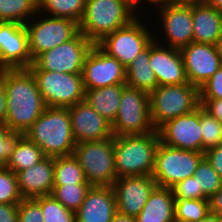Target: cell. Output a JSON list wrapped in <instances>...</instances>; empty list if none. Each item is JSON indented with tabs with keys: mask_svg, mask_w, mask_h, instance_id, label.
Here are the masks:
<instances>
[{
	"mask_svg": "<svg viewBox=\"0 0 222 222\" xmlns=\"http://www.w3.org/2000/svg\"><path fill=\"white\" fill-rule=\"evenodd\" d=\"M203 152L183 150L160 143L156 152L152 177L159 187L172 188L194 176Z\"/></svg>",
	"mask_w": 222,
	"mask_h": 222,
	"instance_id": "8",
	"label": "cell"
},
{
	"mask_svg": "<svg viewBox=\"0 0 222 222\" xmlns=\"http://www.w3.org/2000/svg\"><path fill=\"white\" fill-rule=\"evenodd\" d=\"M93 46L79 31L71 40L41 53L27 69L82 74L85 59Z\"/></svg>",
	"mask_w": 222,
	"mask_h": 222,
	"instance_id": "9",
	"label": "cell"
},
{
	"mask_svg": "<svg viewBox=\"0 0 222 222\" xmlns=\"http://www.w3.org/2000/svg\"><path fill=\"white\" fill-rule=\"evenodd\" d=\"M129 0H86L79 31L94 45L135 19Z\"/></svg>",
	"mask_w": 222,
	"mask_h": 222,
	"instance_id": "3",
	"label": "cell"
},
{
	"mask_svg": "<svg viewBox=\"0 0 222 222\" xmlns=\"http://www.w3.org/2000/svg\"><path fill=\"white\" fill-rule=\"evenodd\" d=\"M204 157L209 161L213 169L222 178V143H220L217 147L205 151Z\"/></svg>",
	"mask_w": 222,
	"mask_h": 222,
	"instance_id": "41",
	"label": "cell"
},
{
	"mask_svg": "<svg viewBox=\"0 0 222 222\" xmlns=\"http://www.w3.org/2000/svg\"><path fill=\"white\" fill-rule=\"evenodd\" d=\"M197 177L198 199H209L222 187V178L204 157L194 173Z\"/></svg>",
	"mask_w": 222,
	"mask_h": 222,
	"instance_id": "32",
	"label": "cell"
},
{
	"mask_svg": "<svg viewBox=\"0 0 222 222\" xmlns=\"http://www.w3.org/2000/svg\"><path fill=\"white\" fill-rule=\"evenodd\" d=\"M7 115L6 88L4 85V69L0 74V124H5Z\"/></svg>",
	"mask_w": 222,
	"mask_h": 222,
	"instance_id": "44",
	"label": "cell"
},
{
	"mask_svg": "<svg viewBox=\"0 0 222 222\" xmlns=\"http://www.w3.org/2000/svg\"><path fill=\"white\" fill-rule=\"evenodd\" d=\"M160 144L157 130L143 135L114 136V161L117 178L152 175Z\"/></svg>",
	"mask_w": 222,
	"mask_h": 222,
	"instance_id": "4",
	"label": "cell"
},
{
	"mask_svg": "<svg viewBox=\"0 0 222 222\" xmlns=\"http://www.w3.org/2000/svg\"><path fill=\"white\" fill-rule=\"evenodd\" d=\"M198 222H222V216L210 212Z\"/></svg>",
	"mask_w": 222,
	"mask_h": 222,
	"instance_id": "48",
	"label": "cell"
},
{
	"mask_svg": "<svg viewBox=\"0 0 222 222\" xmlns=\"http://www.w3.org/2000/svg\"><path fill=\"white\" fill-rule=\"evenodd\" d=\"M24 135L33 141L46 157L71 155L76 146L68 108L46 107Z\"/></svg>",
	"mask_w": 222,
	"mask_h": 222,
	"instance_id": "2",
	"label": "cell"
},
{
	"mask_svg": "<svg viewBox=\"0 0 222 222\" xmlns=\"http://www.w3.org/2000/svg\"><path fill=\"white\" fill-rule=\"evenodd\" d=\"M174 198L198 199L197 177L191 176L178 182L172 188Z\"/></svg>",
	"mask_w": 222,
	"mask_h": 222,
	"instance_id": "40",
	"label": "cell"
},
{
	"mask_svg": "<svg viewBox=\"0 0 222 222\" xmlns=\"http://www.w3.org/2000/svg\"><path fill=\"white\" fill-rule=\"evenodd\" d=\"M54 157H45L39 163L16 173L23 199L51 195L54 188Z\"/></svg>",
	"mask_w": 222,
	"mask_h": 222,
	"instance_id": "22",
	"label": "cell"
},
{
	"mask_svg": "<svg viewBox=\"0 0 222 222\" xmlns=\"http://www.w3.org/2000/svg\"><path fill=\"white\" fill-rule=\"evenodd\" d=\"M54 186L89 184L77 158L71 154L54 157Z\"/></svg>",
	"mask_w": 222,
	"mask_h": 222,
	"instance_id": "28",
	"label": "cell"
},
{
	"mask_svg": "<svg viewBox=\"0 0 222 222\" xmlns=\"http://www.w3.org/2000/svg\"><path fill=\"white\" fill-rule=\"evenodd\" d=\"M117 213L112 186H91L85 200L75 212L76 222H111Z\"/></svg>",
	"mask_w": 222,
	"mask_h": 222,
	"instance_id": "21",
	"label": "cell"
},
{
	"mask_svg": "<svg viewBox=\"0 0 222 222\" xmlns=\"http://www.w3.org/2000/svg\"><path fill=\"white\" fill-rule=\"evenodd\" d=\"M149 104L151 122L157 130L165 122L197 109L199 88L189 82L158 86L149 94Z\"/></svg>",
	"mask_w": 222,
	"mask_h": 222,
	"instance_id": "5",
	"label": "cell"
},
{
	"mask_svg": "<svg viewBox=\"0 0 222 222\" xmlns=\"http://www.w3.org/2000/svg\"><path fill=\"white\" fill-rule=\"evenodd\" d=\"M82 78L84 89L126 84V68L98 45H94L85 59Z\"/></svg>",
	"mask_w": 222,
	"mask_h": 222,
	"instance_id": "13",
	"label": "cell"
},
{
	"mask_svg": "<svg viewBox=\"0 0 222 222\" xmlns=\"http://www.w3.org/2000/svg\"><path fill=\"white\" fill-rule=\"evenodd\" d=\"M18 204H0V222H18Z\"/></svg>",
	"mask_w": 222,
	"mask_h": 222,
	"instance_id": "43",
	"label": "cell"
},
{
	"mask_svg": "<svg viewBox=\"0 0 222 222\" xmlns=\"http://www.w3.org/2000/svg\"><path fill=\"white\" fill-rule=\"evenodd\" d=\"M143 1L145 2H148L146 4H155L154 6H163V5H167V4H170V3H173L175 2V0H134L133 3H132V6L135 10V12H138L137 10H139V7L141 4H143ZM142 2V3H141ZM141 3V4H140ZM138 7V9H137Z\"/></svg>",
	"mask_w": 222,
	"mask_h": 222,
	"instance_id": "46",
	"label": "cell"
},
{
	"mask_svg": "<svg viewBox=\"0 0 222 222\" xmlns=\"http://www.w3.org/2000/svg\"><path fill=\"white\" fill-rule=\"evenodd\" d=\"M157 132L160 143L183 150L202 152L200 106L191 113L165 122Z\"/></svg>",
	"mask_w": 222,
	"mask_h": 222,
	"instance_id": "15",
	"label": "cell"
},
{
	"mask_svg": "<svg viewBox=\"0 0 222 222\" xmlns=\"http://www.w3.org/2000/svg\"><path fill=\"white\" fill-rule=\"evenodd\" d=\"M156 9L168 47L180 50L193 42L192 4L173 2Z\"/></svg>",
	"mask_w": 222,
	"mask_h": 222,
	"instance_id": "18",
	"label": "cell"
},
{
	"mask_svg": "<svg viewBox=\"0 0 222 222\" xmlns=\"http://www.w3.org/2000/svg\"><path fill=\"white\" fill-rule=\"evenodd\" d=\"M188 82L201 87L222 65L221 46L192 42L180 49Z\"/></svg>",
	"mask_w": 222,
	"mask_h": 222,
	"instance_id": "14",
	"label": "cell"
},
{
	"mask_svg": "<svg viewBox=\"0 0 222 222\" xmlns=\"http://www.w3.org/2000/svg\"><path fill=\"white\" fill-rule=\"evenodd\" d=\"M2 71H3V68L0 66V74L2 73Z\"/></svg>",
	"mask_w": 222,
	"mask_h": 222,
	"instance_id": "51",
	"label": "cell"
},
{
	"mask_svg": "<svg viewBox=\"0 0 222 222\" xmlns=\"http://www.w3.org/2000/svg\"><path fill=\"white\" fill-rule=\"evenodd\" d=\"M90 184L54 186L52 196L64 207L76 212L85 200Z\"/></svg>",
	"mask_w": 222,
	"mask_h": 222,
	"instance_id": "33",
	"label": "cell"
},
{
	"mask_svg": "<svg viewBox=\"0 0 222 222\" xmlns=\"http://www.w3.org/2000/svg\"><path fill=\"white\" fill-rule=\"evenodd\" d=\"M200 106L222 123V99H199Z\"/></svg>",
	"mask_w": 222,
	"mask_h": 222,
	"instance_id": "42",
	"label": "cell"
},
{
	"mask_svg": "<svg viewBox=\"0 0 222 222\" xmlns=\"http://www.w3.org/2000/svg\"><path fill=\"white\" fill-rule=\"evenodd\" d=\"M175 222H198L210 213L209 199L175 198Z\"/></svg>",
	"mask_w": 222,
	"mask_h": 222,
	"instance_id": "31",
	"label": "cell"
},
{
	"mask_svg": "<svg viewBox=\"0 0 222 222\" xmlns=\"http://www.w3.org/2000/svg\"><path fill=\"white\" fill-rule=\"evenodd\" d=\"M155 130L151 122L149 94L126 85L112 123L113 135H143Z\"/></svg>",
	"mask_w": 222,
	"mask_h": 222,
	"instance_id": "7",
	"label": "cell"
},
{
	"mask_svg": "<svg viewBox=\"0 0 222 222\" xmlns=\"http://www.w3.org/2000/svg\"><path fill=\"white\" fill-rule=\"evenodd\" d=\"M117 212L136 217L157 187L152 175H134L117 178L112 185Z\"/></svg>",
	"mask_w": 222,
	"mask_h": 222,
	"instance_id": "17",
	"label": "cell"
},
{
	"mask_svg": "<svg viewBox=\"0 0 222 222\" xmlns=\"http://www.w3.org/2000/svg\"><path fill=\"white\" fill-rule=\"evenodd\" d=\"M133 19L128 25L107 35L97 45L109 56L116 58L125 68L153 41L149 27ZM149 30V31H148Z\"/></svg>",
	"mask_w": 222,
	"mask_h": 222,
	"instance_id": "12",
	"label": "cell"
},
{
	"mask_svg": "<svg viewBox=\"0 0 222 222\" xmlns=\"http://www.w3.org/2000/svg\"><path fill=\"white\" fill-rule=\"evenodd\" d=\"M206 4L222 12V0H207Z\"/></svg>",
	"mask_w": 222,
	"mask_h": 222,
	"instance_id": "49",
	"label": "cell"
},
{
	"mask_svg": "<svg viewBox=\"0 0 222 222\" xmlns=\"http://www.w3.org/2000/svg\"><path fill=\"white\" fill-rule=\"evenodd\" d=\"M32 63L26 26L0 22V66L3 69H27Z\"/></svg>",
	"mask_w": 222,
	"mask_h": 222,
	"instance_id": "16",
	"label": "cell"
},
{
	"mask_svg": "<svg viewBox=\"0 0 222 222\" xmlns=\"http://www.w3.org/2000/svg\"><path fill=\"white\" fill-rule=\"evenodd\" d=\"M126 85L148 94L158 87L149 63V45L126 68Z\"/></svg>",
	"mask_w": 222,
	"mask_h": 222,
	"instance_id": "26",
	"label": "cell"
},
{
	"mask_svg": "<svg viewBox=\"0 0 222 222\" xmlns=\"http://www.w3.org/2000/svg\"><path fill=\"white\" fill-rule=\"evenodd\" d=\"M46 107L68 108L84 100L82 74L30 71Z\"/></svg>",
	"mask_w": 222,
	"mask_h": 222,
	"instance_id": "10",
	"label": "cell"
},
{
	"mask_svg": "<svg viewBox=\"0 0 222 222\" xmlns=\"http://www.w3.org/2000/svg\"><path fill=\"white\" fill-rule=\"evenodd\" d=\"M38 13V0H0V22L25 25Z\"/></svg>",
	"mask_w": 222,
	"mask_h": 222,
	"instance_id": "30",
	"label": "cell"
},
{
	"mask_svg": "<svg viewBox=\"0 0 222 222\" xmlns=\"http://www.w3.org/2000/svg\"><path fill=\"white\" fill-rule=\"evenodd\" d=\"M158 42L157 36L156 38L154 36L153 41L149 44V63L158 86L187 83L188 79L180 50L168 47L166 43L161 45V41Z\"/></svg>",
	"mask_w": 222,
	"mask_h": 222,
	"instance_id": "20",
	"label": "cell"
},
{
	"mask_svg": "<svg viewBox=\"0 0 222 222\" xmlns=\"http://www.w3.org/2000/svg\"><path fill=\"white\" fill-rule=\"evenodd\" d=\"M200 126L202 136V152L217 147L222 143V123L209 115L200 106Z\"/></svg>",
	"mask_w": 222,
	"mask_h": 222,
	"instance_id": "35",
	"label": "cell"
},
{
	"mask_svg": "<svg viewBox=\"0 0 222 222\" xmlns=\"http://www.w3.org/2000/svg\"><path fill=\"white\" fill-rule=\"evenodd\" d=\"M175 198L171 188L157 186L150 194L136 222H175Z\"/></svg>",
	"mask_w": 222,
	"mask_h": 222,
	"instance_id": "24",
	"label": "cell"
},
{
	"mask_svg": "<svg viewBox=\"0 0 222 222\" xmlns=\"http://www.w3.org/2000/svg\"><path fill=\"white\" fill-rule=\"evenodd\" d=\"M20 133H13L5 124H0V168H6Z\"/></svg>",
	"mask_w": 222,
	"mask_h": 222,
	"instance_id": "37",
	"label": "cell"
},
{
	"mask_svg": "<svg viewBox=\"0 0 222 222\" xmlns=\"http://www.w3.org/2000/svg\"><path fill=\"white\" fill-rule=\"evenodd\" d=\"M18 222H44L40 204L34 199H22L18 205Z\"/></svg>",
	"mask_w": 222,
	"mask_h": 222,
	"instance_id": "38",
	"label": "cell"
},
{
	"mask_svg": "<svg viewBox=\"0 0 222 222\" xmlns=\"http://www.w3.org/2000/svg\"><path fill=\"white\" fill-rule=\"evenodd\" d=\"M126 84H117L97 89H85L86 101L99 115L113 123L116 119L122 90Z\"/></svg>",
	"mask_w": 222,
	"mask_h": 222,
	"instance_id": "25",
	"label": "cell"
},
{
	"mask_svg": "<svg viewBox=\"0 0 222 222\" xmlns=\"http://www.w3.org/2000/svg\"><path fill=\"white\" fill-rule=\"evenodd\" d=\"M175 2L184 3V4H199V3H206L207 0H175Z\"/></svg>",
	"mask_w": 222,
	"mask_h": 222,
	"instance_id": "50",
	"label": "cell"
},
{
	"mask_svg": "<svg viewBox=\"0 0 222 222\" xmlns=\"http://www.w3.org/2000/svg\"><path fill=\"white\" fill-rule=\"evenodd\" d=\"M199 99H222V65L199 88Z\"/></svg>",
	"mask_w": 222,
	"mask_h": 222,
	"instance_id": "39",
	"label": "cell"
},
{
	"mask_svg": "<svg viewBox=\"0 0 222 222\" xmlns=\"http://www.w3.org/2000/svg\"><path fill=\"white\" fill-rule=\"evenodd\" d=\"M73 155L91 186H112L117 179L114 161V137L77 143Z\"/></svg>",
	"mask_w": 222,
	"mask_h": 222,
	"instance_id": "6",
	"label": "cell"
},
{
	"mask_svg": "<svg viewBox=\"0 0 222 222\" xmlns=\"http://www.w3.org/2000/svg\"><path fill=\"white\" fill-rule=\"evenodd\" d=\"M210 212L222 216V187L209 198Z\"/></svg>",
	"mask_w": 222,
	"mask_h": 222,
	"instance_id": "45",
	"label": "cell"
},
{
	"mask_svg": "<svg viewBox=\"0 0 222 222\" xmlns=\"http://www.w3.org/2000/svg\"><path fill=\"white\" fill-rule=\"evenodd\" d=\"M7 98L5 125L24 135L46 108L34 76L28 69H4Z\"/></svg>",
	"mask_w": 222,
	"mask_h": 222,
	"instance_id": "1",
	"label": "cell"
},
{
	"mask_svg": "<svg viewBox=\"0 0 222 222\" xmlns=\"http://www.w3.org/2000/svg\"><path fill=\"white\" fill-rule=\"evenodd\" d=\"M22 199L17 175L8 168H0V204H18Z\"/></svg>",
	"mask_w": 222,
	"mask_h": 222,
	"instance_id": "36",
	"label": "cell"
},
{
	"mask_svg": "<svg viewBox=\"0 0 222 222\" xmlns=\"http://www.w3.org/2000/svg\"><path fill=\"white\" fill-rule=\"evenodd\" d=\"M45 157L42 150L33 141L25 135H21L16 141L11 156L8 158L6 168L16 174L34 166Z\"/></svg>",
	"mask_w": 222,
	"mask_h": 222,
	"instance_id": "27",
	"label": "cell"
},
{
	"mask_svg": "<svg viewBox=\"0 0 222 222\" xmlns=\"http://www.w3.org/2000/svg\"><path fill=\"white\" fill-rule=\"evenodd\" d=\"M111 222H136V218L117 212Z\"/></svg>",
	"mask_w": 222,
	"mask_h": 222,
	"instance_id": "47",
	"label": "cell"
},
{
	"mask_svg": "<svg viewBox=\"0 0 222 222\" xmlns=\"http://www.w3.org/2000/svg\"><path fill=\"white\" fill-rule=\"evenodd\" d=\"M36 15L25 26L28 32L29 52L34 61L41 53L71 40L79 32V24L68 18ZM35 18V19H34Z\"/></svg>",
	"mask_w": 222,
	"mask_h": 222,
	"instance_id": "11",
	"label": "cell"
},
{
	"mask_svg": "<svg viewBox=\"0 0 222 222\" xmlns=\"http://www.w3.org/2000/svg\"><path fill=\"white\" fill-rule=\"evenodd\" d=\"M68 112L76 144L114 137L112 123L99 115L86 101L68 107Z\"/></svg>",
	"mask_w": 222,
	"mask_h": 222,
	"instance_id": "19",
	"label": "cell"
},
{
	"mask_svg": "<svg viewBox=\"0 0 222 222\" xmlns=\"http://www.w3.org/2000/svg\"><path fill=\"white\" fill-rule=\"evenodd\" d=\"M86 0H38V13L52 17L68 18L78 24L84 11ZM43 11V12H42Z\"/></svg>",
	"mask_w": 222,
	"mask_h": 222,
	"instance_id": "29",
	"label": "cell"
},
{
	"mask_svg": "<svg viewBox=\"0 0 222 222\" xmlns=\"http://www.w3.org/2000/svg\"><path fill=\"white\" fill-rule=\"evenodd\" d=\"M34 199L40 204L44 222H76L75 212L64 207L52 195Z\"/></svg>",
	"mask_w": 222,
	"mask_h": 222,
	"instance_id": "34",
	"label": "cell"
},
{
	"mask_svg": "<svg viewBox=\"0 0 222 222\" xmlns=\"http://www.w3.org/2000/svg\"><path fill=\"white\" fill-rule=\"evenodd\" d=\"M193 41L220 46L222 43V12L206 3L192 4Z\"/></svg>",
	"mask_w": 222,
	"mask_h": 222,
	"instance_id": "23",
	"label": "cell"
}]
</instances>
